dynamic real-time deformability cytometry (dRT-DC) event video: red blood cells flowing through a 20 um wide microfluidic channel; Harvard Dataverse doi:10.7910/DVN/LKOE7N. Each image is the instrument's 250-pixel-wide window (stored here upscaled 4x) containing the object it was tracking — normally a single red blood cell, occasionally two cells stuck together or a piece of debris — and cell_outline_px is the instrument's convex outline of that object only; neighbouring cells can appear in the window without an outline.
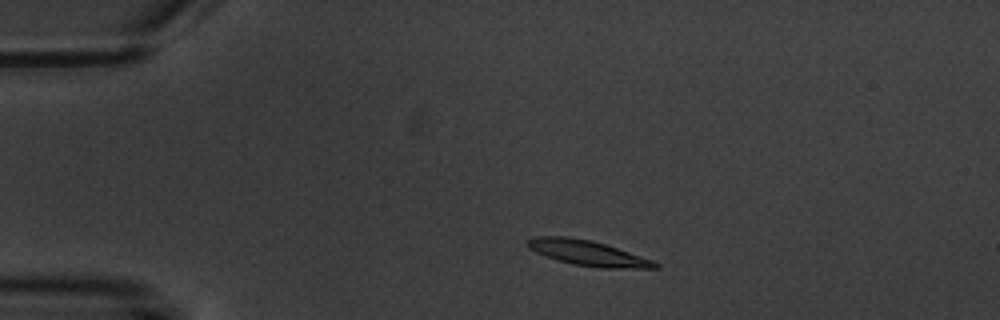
{"species": "common noctule bat (a hibernating species)", "species_latin": "Nyctalus noctula", "temperature_condition": "warm", "stored_images_in_passage": 12, "camera_frame_rate_fps": 3000, "um_per_image_px": 0.085, "animal": {"sex": "male", "body_mass_g": 20.1, "forearm_length_mm": 53.5}, "frame": {"image": 1, "passage_image": 1, "time_ms": 0.0, "image_size_px": [1000, 320], "cell_outline_px": [[660, 268], [600, 268], [572, 264], [536, 252], [528, 248], [524, 244], [524, 240], [532, 236], [568, 236], [592, 240], [652, 260], [660, 264]], "centroid_in_image_um": [49.89, 21.49], "position_along_channel_um": 35.1, "area_um2": 18.73}}
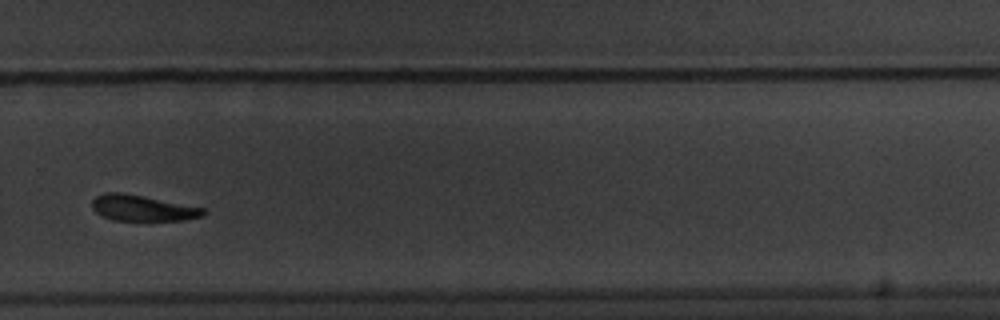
{"frame": {"image": 2, "passage_image": 9, "time_ms": 9.333, "image_size_px": [1000, 320], "cell_outline_px": [[208, 212], [204, 216], [184, 220], [112, 220], [96, 212], [92, 208], [92, 200], [96, 196], [104, 192], [120, 192], [144, 196], [204, 208]], "centroid_in_image_um": [12.12, 17.68], "position_along_channel_um": 317.7, "area_um2": 16.76}}
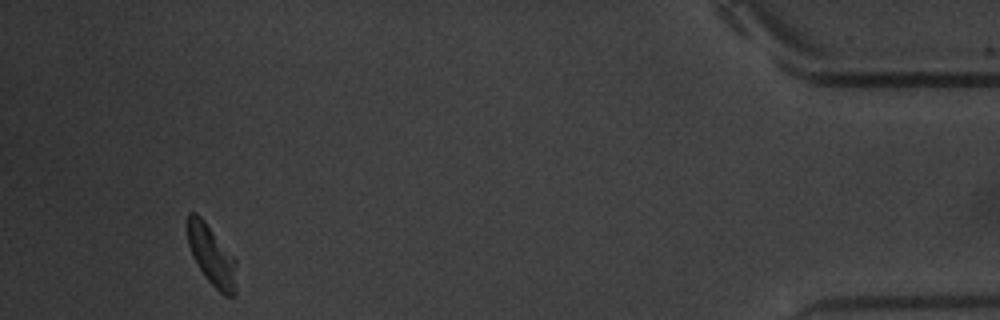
{"frame": {"image": 3, "passage_image": 12, "time_ms": 14.0, "image_size_px": [1000, 320], "cell_outline_px": [[236, 296], [224, 296], [204, 276], [192, 256], [188, 244], [188, 212], [196, 212], [204, 220], [236, 260]], "centroid_in_image_um": [18.0, 21.74], "position_along_channel_um": 417.2, "area_um2": 17.05}, "authors_computed_cell_mechanics": {"area_um2": 18.2937, "velocity_mm_per_s": 3.5275, "shape_relaxation_time_tau1_ms": 4.7039, "shape_relaxation_time_tau2_ms": null, "deformation_change_tau1": 0.1119, "deformation_change_tau2": null}}